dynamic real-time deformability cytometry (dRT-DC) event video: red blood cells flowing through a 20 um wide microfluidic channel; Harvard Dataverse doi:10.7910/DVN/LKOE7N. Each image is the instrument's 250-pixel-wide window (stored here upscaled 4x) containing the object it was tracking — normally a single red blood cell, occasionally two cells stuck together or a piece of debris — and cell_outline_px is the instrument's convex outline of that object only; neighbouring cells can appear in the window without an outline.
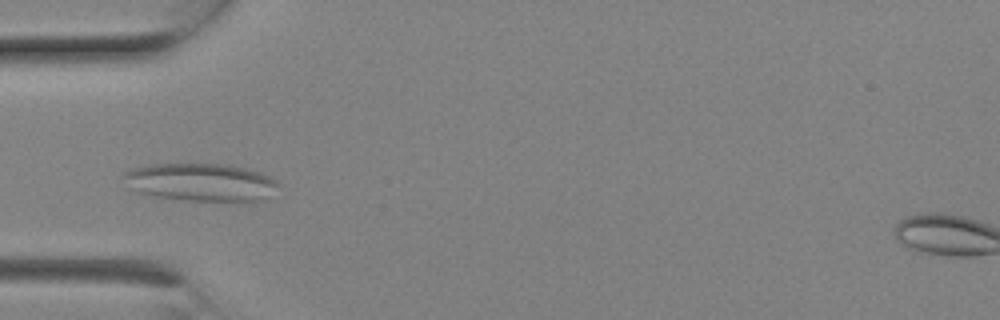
{"species": "Egyptian fruit bat (a non-hibernating species)", "species_latin": "Rousettus aegyptiacus", "temperature_condition": "room temperature", "stored_images_in_passage": 7, "camera_frame_rate_fps": 3000, "um_per_image_px": 0.085, "animal": {"sex": "female"}, "frame": {"image": 1, "passage_image": 6, "time_ms": 1.667, "image_size_px": [1000, 320], "cell_outline_px": [[280, 184], [264, 200], [188, 200], [156, 196], [136, 192], [128, 188], [120, 176], [124, 172], [132, 168], [152, 164], [228, 164], [260, 172], [276, 180]], "centroid_in_image_um": [16.99, 15.47], "position_along_channel_um": 68.0, "area_um2": 33.99}}